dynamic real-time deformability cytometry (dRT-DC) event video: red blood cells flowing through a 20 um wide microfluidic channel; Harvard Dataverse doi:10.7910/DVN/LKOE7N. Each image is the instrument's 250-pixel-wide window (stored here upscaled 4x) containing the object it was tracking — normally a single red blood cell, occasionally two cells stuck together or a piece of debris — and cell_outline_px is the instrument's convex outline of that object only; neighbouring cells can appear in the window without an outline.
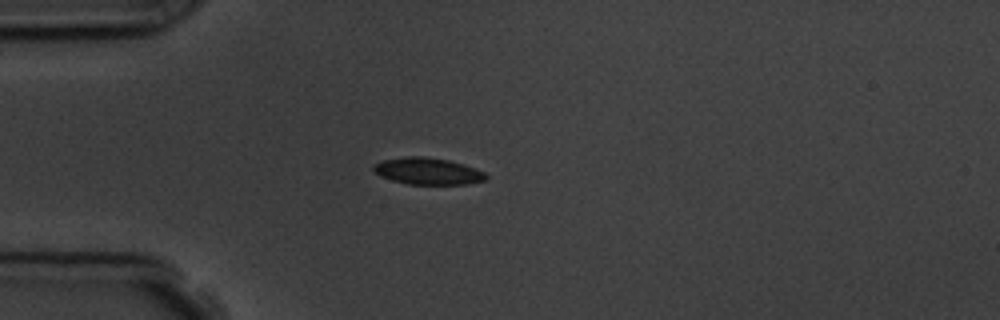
{"species": "common noctule bat (a hibernating species)", "species_latin": "Nyctalus noctula", "temperature_condition": "room temperature", "stored_images_in_passage": 1, "camera_frame_rate_fps": 3000, "um_per_image_px": 0.085, "animal": {"sex": "male", "body_mass_g": 19.5, "forearm_length_mm": 54.6}, "frame": {"image": 1, "passage_image": 1, "time_ms": 0.0, "image_size_px": [1000, 320], "cell_outline_px": [[488, 180], [468, 184], [408, 184], [392, 180], [380, 176], [372, 172], [372, 164], [384, 160], [404, 156], [424, 156], [448, 160], [464, 164], [484, 172], [488, 176]], "centroid_in_image_um": [36.34, 14.55], "position_along_channel_um": 48.7, "area_um2": 17.74}}